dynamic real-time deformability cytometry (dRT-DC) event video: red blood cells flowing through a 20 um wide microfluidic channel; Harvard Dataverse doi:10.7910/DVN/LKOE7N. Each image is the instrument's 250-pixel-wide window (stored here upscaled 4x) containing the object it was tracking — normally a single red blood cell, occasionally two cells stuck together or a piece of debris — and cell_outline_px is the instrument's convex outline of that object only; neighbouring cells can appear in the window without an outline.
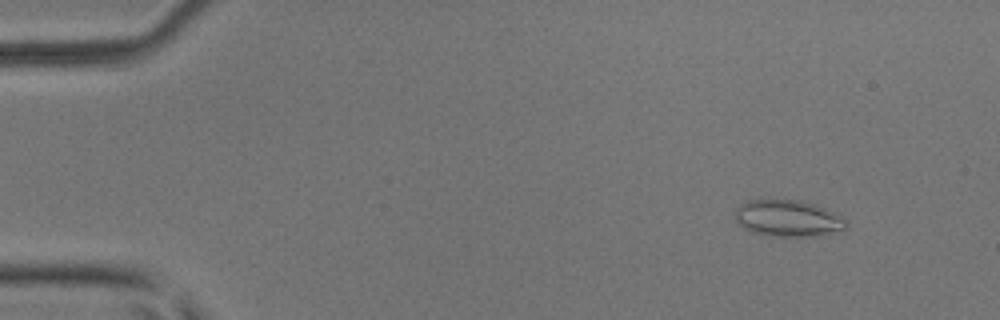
{"species": "common noctule bat (a hibernating species)", "species_latin": "Nyctalus noctula", "temperature_condition": "room temperature", "stored_images_in_passage": 5, "camera_frame_rate_fps": 3000, "um_per_image_px": 0.085, "animal": {"sex": "male", "body_mass_g": 17.9, "forearm_length_mm": 54.2}, "frame": {"image": 1, "passage_image": 2, "time_ms": 0.333, "image_size_px": [1000, 320], "cell_outline_px": [[848, 228], [840, 232], [824, 236], [772, 236], [752, 232], [744, 228], [736, 220], [736, 208], [740, 204], [748, 200], [768, 196], [800, 200], [824, 208], [848, 220]], "centroid_in_image_um": [66.99, 18.53], "position_along_channel_um": 18.0, "area_um2": 24.57}}